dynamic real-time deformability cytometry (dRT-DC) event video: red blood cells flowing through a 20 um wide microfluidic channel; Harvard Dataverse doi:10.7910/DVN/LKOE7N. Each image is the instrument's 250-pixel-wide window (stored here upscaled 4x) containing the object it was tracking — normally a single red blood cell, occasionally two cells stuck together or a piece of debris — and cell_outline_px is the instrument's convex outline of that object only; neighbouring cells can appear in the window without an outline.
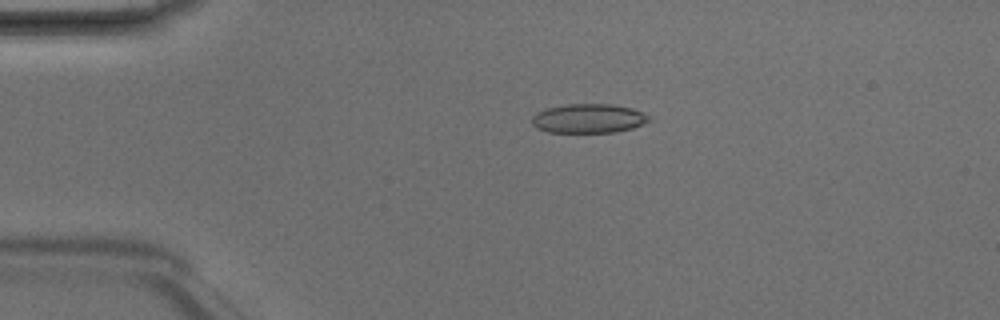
{"species": "Egyptian fruit bat (a non-hibernating species)", "species_latin": "Rousettus aegyptiacus", "temperature_condition": "room temperature", "stored_images_in_passage": 4, "camera_frame_rate_fps": 3000, "um_per_image_px": 0.085, "animal": {"sex": "male"}, "frame": {"image": 1, "passage_image": 3, "time_ms": 0.667, "image_size_px": [1000, 320], "cell_outline_px": [[652, 120], [632, 128], [616, 132], [548, 132], [536, 128], [532, 124], [532, 116], [548, 108], [568, 104], [612, 104], [632, 108], [652, 116]], "centroid_in_image_um": [50.07, 10.07], "position_along_channel_um": 34.9, "area_um2": 19.88}}